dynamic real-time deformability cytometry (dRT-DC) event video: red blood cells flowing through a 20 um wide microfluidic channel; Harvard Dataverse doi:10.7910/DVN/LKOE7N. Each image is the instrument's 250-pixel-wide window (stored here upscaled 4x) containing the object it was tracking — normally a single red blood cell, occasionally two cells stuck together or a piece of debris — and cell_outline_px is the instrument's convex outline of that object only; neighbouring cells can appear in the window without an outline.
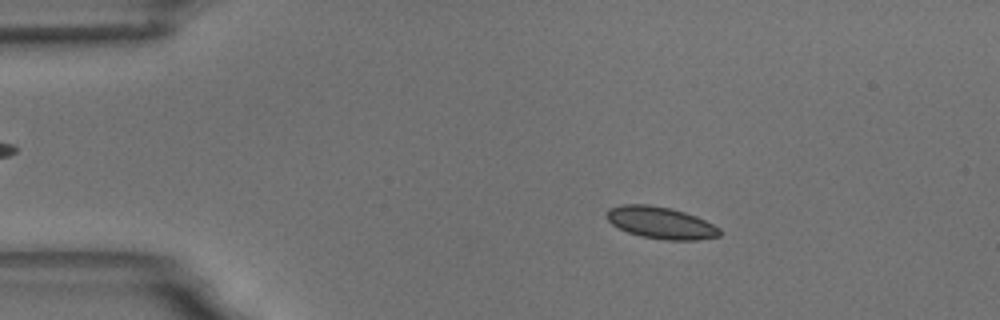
{"species": "common noctule bat (a hibernating species)", "species_latin": "Nyctalus noctula", "temperature_condition": "room temperature", "stored_images_in_passage": 53, "camera_frame_rate_fps": 3000, "um_per_image_px": 0.085, "animal": {"sex": "male", "body_mass_g": 18.8}, "frame": {"image": 1, "passage_image": 6, "time_ms": 1.667, "image_size_px": [1000, 320], "cell_outline_px": [[720, 236], [696, 240], [664, 240], [640, 236], [628, 232], [612, 224], [604, 216], [608, 208], [620, 204], [648, 204], [672, 208], [696, 216], [720, 228]], "centroid_in_image_um": [56.13, 18.92], "position_along_channel_um": 28.9, "area_um2": 21.15}}
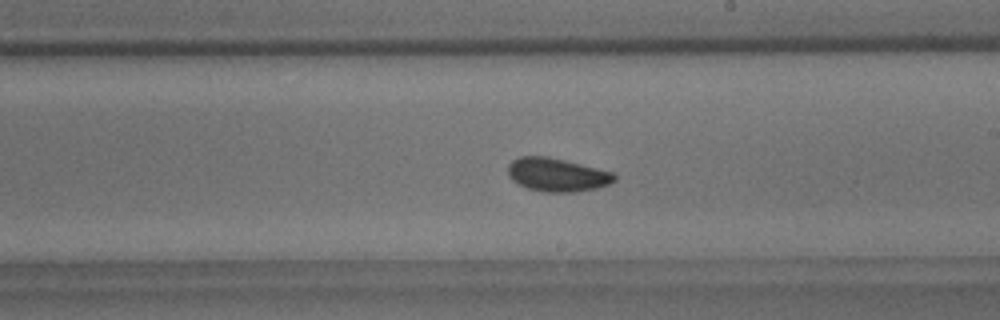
{"frame": {"image": 2, "passage_image": 29, "time_ms": 9.333, "image_size_px": [1000, 320], "cell_outline_px": [[616, 180], [608, 184], [596, 188], [572, 192], [544, 192], [528, 188], [516, 184], [508, 176], [508, 164], [512, 160], [520, 156], [548, 156], [612, 172], [616, 176]], "centroid_in_image_um": [47.3, 14.85], "position_along_channel_um": 241.7, "area_um2": 20.69}}
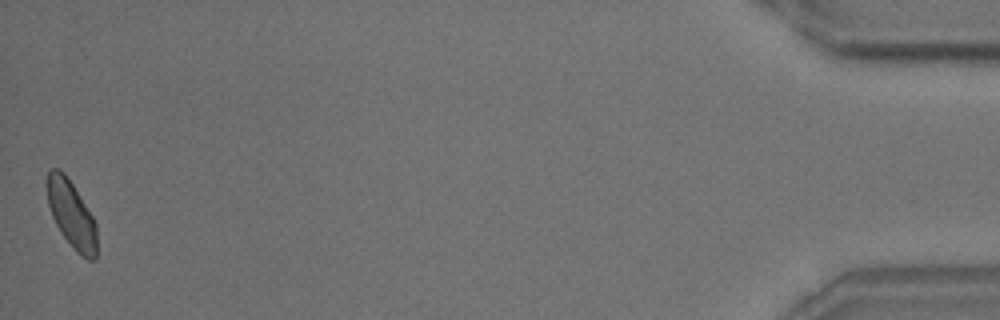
{"frame": {"image": 3, "passage_image": 53, "time_ms": 17.333, "image_size_px": [1000, 320], "cell_outline_px": [[96, 260], [88, 260], [80, 256], [76, 252], [60, 232], [52, 216], [48, 204], [48, 172], [52, 168], [56, 168], [64, 172], [72, 184], [92, 216], [96, 224]], "centroid_in_image_um": [6.09, 18.27], "position_along_channel_um": 429.1, "area_um2": 19.13}, "authors_computed_cell_mechanics": {"area_um2": 20.0566, "velocity_mm_per_s": 3.5153, "shape_relaxation_time_tau1_ms": 2.2072, "shape_relaxation_time_tau2_ms": 1.485, "deformation_change_tau1": 0.0635, "deformation_change_tau2": 0.053}}